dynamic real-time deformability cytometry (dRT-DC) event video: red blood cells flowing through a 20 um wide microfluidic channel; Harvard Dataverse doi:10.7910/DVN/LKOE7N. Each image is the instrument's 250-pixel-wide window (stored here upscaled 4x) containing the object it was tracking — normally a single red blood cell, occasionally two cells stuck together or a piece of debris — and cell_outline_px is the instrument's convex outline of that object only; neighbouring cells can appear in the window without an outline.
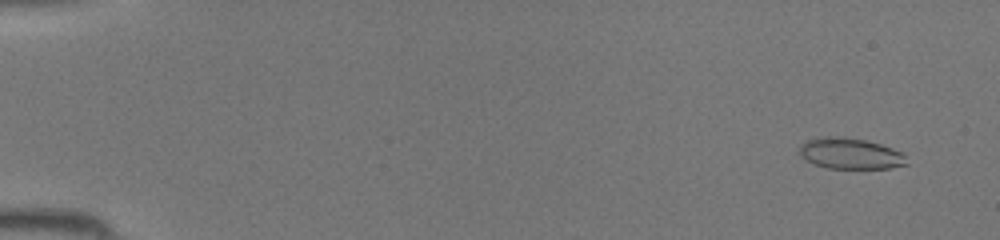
{"species": "common noctule bat (a hibernating species)", "species_latin": "Nyctalus noctula", "temperature_condition": "room temperature", "stored_images_in_passage": 44, "camera_frame_rate_fps": 3000, "um_per_image_px": 0.085, "animal": {"sex": "female", "body_mass_g": 19.5, "forearm_length_mm": 54.1}, "frame": {"image": 1, "passage_image": 3, "time_ms": 0.667, "image_size_px": [1000, 240], "cell_outline_px": [[908, 164], [892, 168], [828, 168], [816, 164], [800, 156], [796, 152], [800, 144], [808, 140], [824, 136], [844, 136], [868, 140], [892, 148], [900, 152], [904, 156]], "centroid_in_image_um": [72.24, 13.03], "position_along_channel_um": 12.8, "area_um2": 19.48}}
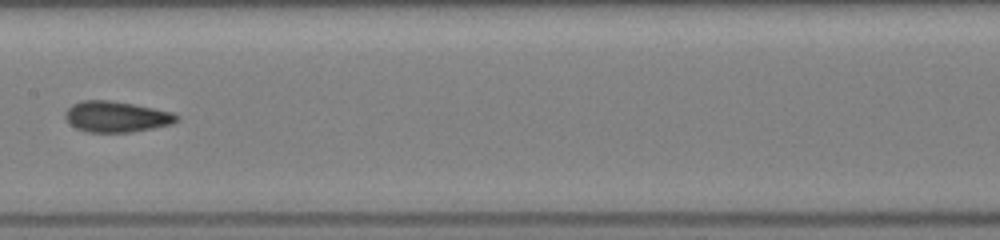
{"frame": {"image": 2, "passage_image": 24, "time_ms": 7.667, "image_size_px": [1000, 240], "cell_outline_px": [[180, 120], [172, 124], [132, 132], [88, 132], [76, 128], [64, 116], [64, 112], [72, 104], [80, 100], [112, 100], [172, 112], [180, 116]], "centroid_in_image_um": [9.9, 9.91], "position_along_channel_um": 197.5, "area_um2": 20.06}}
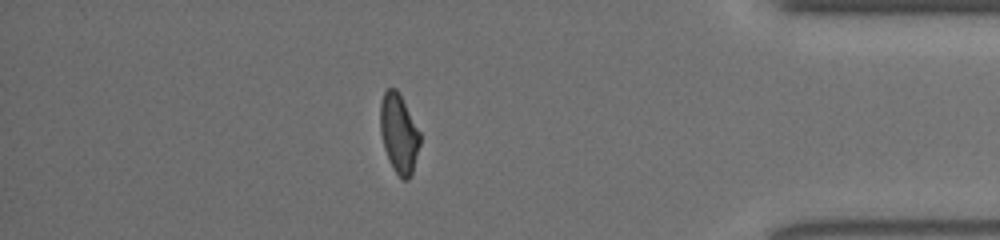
{"frame": {"image": 3, "passage_image": 39, "time_ms": 12.667, "image_size_px": [1000, 240], "cell_outline_px": [[420, 144], [412, 172], [408, 180], [404, 180], [396, 172], [388, 160], [384, 148], [380, 132], [380, 104], [384, 92], [388, 88], [396, 88], [420, 132]], "centroid_in_image_um": [33.89, 11.35], "position_along_channel_um": 401.3, "area_um2": 18.09}}